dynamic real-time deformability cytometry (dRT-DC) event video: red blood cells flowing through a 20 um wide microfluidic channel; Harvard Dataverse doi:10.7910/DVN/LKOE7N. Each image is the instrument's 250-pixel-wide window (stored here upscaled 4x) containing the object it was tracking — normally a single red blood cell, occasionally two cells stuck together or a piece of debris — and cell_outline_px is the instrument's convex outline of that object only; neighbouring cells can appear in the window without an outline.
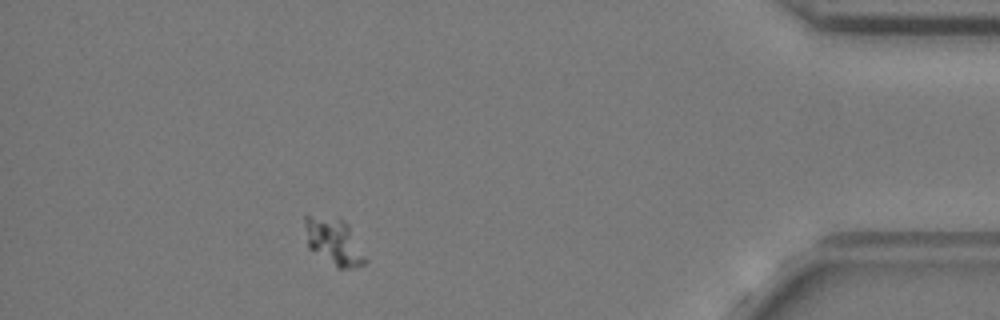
{"species": "common noctule bat (a hibernating species)", "species_latin": "Nyctalus noctula", "temperature_condition": "cold", "stored_images_in_passage": 46, "camera_frame_rate_fps": 3000, "um_per_image_px": 0.085, "animal": {"sex": "female", "body_mass_g": 24.6, "forearm_length_mm": 56.2}, "frame": {"image": 1, "passage_image": 40, "time_ms": 13.0, "image_size_px": [1000, 320], "cell_outline_px": [[368, 264], [352, 268], [336, 268], [308, 248], [304, 224], [304, 216], [308, 212], [340, 216], [348, 224], [368, 260]], "centroid_in_image_um": [28.35, 20.47], "position_along_channel_um": 406.9, "area_um2": 17.4}}